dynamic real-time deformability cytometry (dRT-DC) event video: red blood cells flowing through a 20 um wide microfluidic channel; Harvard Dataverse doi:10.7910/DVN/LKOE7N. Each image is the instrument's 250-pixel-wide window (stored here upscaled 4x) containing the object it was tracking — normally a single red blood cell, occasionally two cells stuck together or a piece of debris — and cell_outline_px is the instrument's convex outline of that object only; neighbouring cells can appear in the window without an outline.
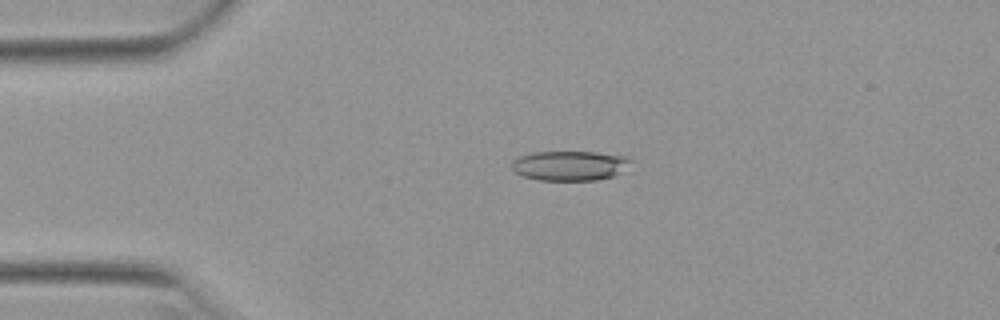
{"species": "Egyptian fruit bat (a non-hibernating species)", "species_latin": "Rousettus aegyptiacus", "temperature_condition": "warm", "stored_images_in_passage": 48, "camera_frame_rate_fps": 3000, "um_per_image_px": 0.085, "animal": {"sex": "female"}, "frame": {"image": 1, "passage_image": 11, "time_ms": 3.333, "image_size_px": [1000, 320], "cell_outline_px": [[632, 160], [620, 172], [612, 176], [596, 180], [536, 180], [524, 176], [516, 172], [512, 168], [512, 160], [520, 156], [536, 152], [596, 152], [628, 156]], "centroid_in_image_um": [48.42, 14.07], "position_along_channel_um": 36.6, "area_um2": 20.46}}
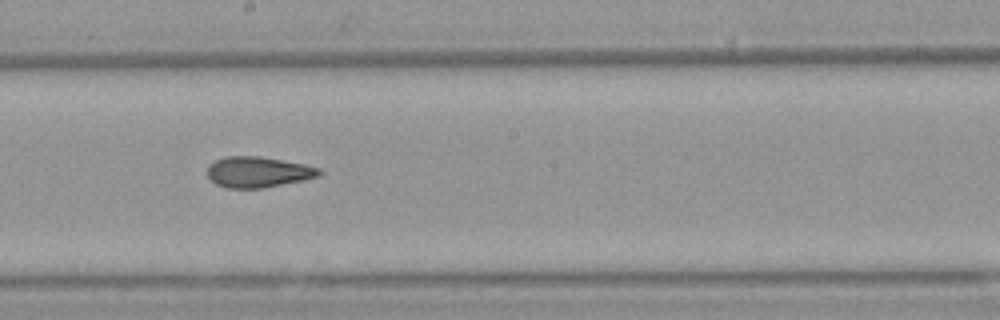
{"frame": {"image": 2, "passage_image": 28, "time_ms": 9.0, "image_size_px": [1000, 320], "cell_outline_px": [[324, 172], [320, 176], [304, 180], [264, 188], [228, 188], [216, 184], [208, 176], [208, 164], [224, 156], [260, 156], [304, 164], [320, 168]], "centroid_in_image_um": [21.96, 14.62], "position_along_channel_um": 226.2, "area_um2": 20.17}}
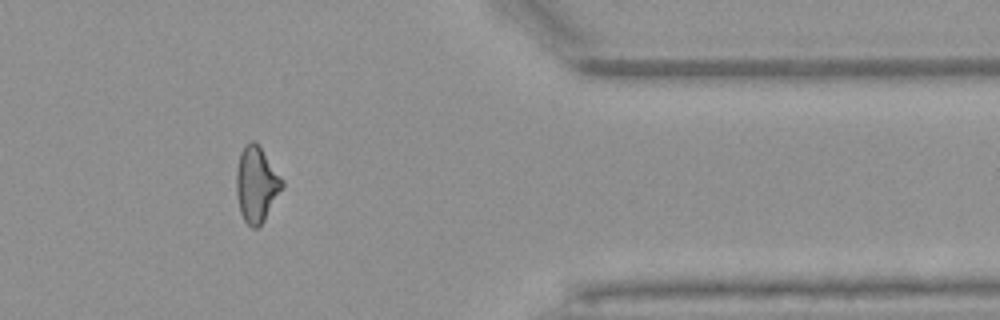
{"frame": {"image": 3, "passage_image": 42, "time_ms": 13.667, "image_size_px": [1000, 320], "cell_outline_px": [[284, 188], [264, 220], [256, 228], [252, 228], [244, 220], [240, 212], [236, 196], [236, 172], [240, 152], [244, 144], [252, 140], [260, 148], [284, 180]], "centroid_in_image_um": [21.8, 15.69], "position_along_channel_um": 389.6, "area_um2": 20.17}, "authors_computed_cell_mechanics": {"area_um2": 20.4034, "velocity_mm_per_s": 3.973, "shape_relaxation_time_tau1_ms": null, "shape_relaxation_time_tau2_ms": 2.577, "deformation_change_tau1": null, "deformation_change_tau2": 0.1109}}